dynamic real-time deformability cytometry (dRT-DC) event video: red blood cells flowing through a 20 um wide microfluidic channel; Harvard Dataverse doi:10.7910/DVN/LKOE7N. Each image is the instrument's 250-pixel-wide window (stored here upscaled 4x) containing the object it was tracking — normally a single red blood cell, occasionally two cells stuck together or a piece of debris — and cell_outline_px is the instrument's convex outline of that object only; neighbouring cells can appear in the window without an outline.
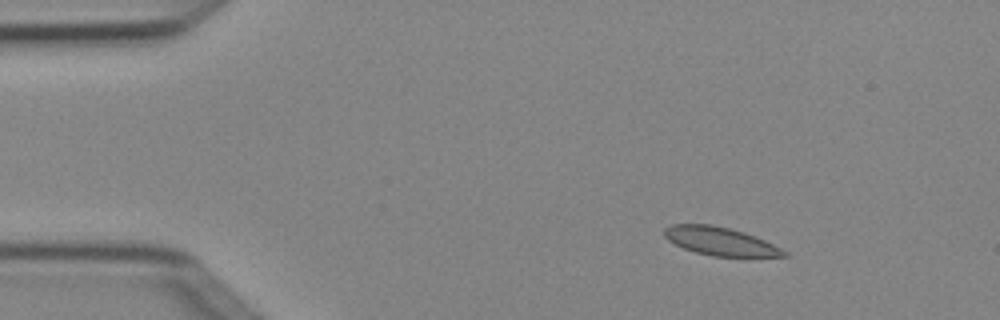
{"species": "Egyptian fruit bat (a non-hibernating species)", "species_latin": "Rousettus aegyptiacus", "temperature_condition": "cold", "stored_images_in_passage": 4, "camera_frame_rate_fps": 3000, "um_per_image_px": 0.085, "animal": {"sex": "female"}, "frame": {"image": 1, "passage_image": 2, "time_ms": 0.333, "image_size_px": [1000, 320], "cell_outline_px": [[788, 256], [712, 256], [696, 252], [684, 248], [668, 240], [664, 236], [664, 228], [672, 224], [712, 224], [732, 228], [744, 232], [764, 240], [788, 252]], "centroid_in_image_um": [61.2, 20.49], "position_along_channel_um": 23.8, "area_um2": 19.54}}